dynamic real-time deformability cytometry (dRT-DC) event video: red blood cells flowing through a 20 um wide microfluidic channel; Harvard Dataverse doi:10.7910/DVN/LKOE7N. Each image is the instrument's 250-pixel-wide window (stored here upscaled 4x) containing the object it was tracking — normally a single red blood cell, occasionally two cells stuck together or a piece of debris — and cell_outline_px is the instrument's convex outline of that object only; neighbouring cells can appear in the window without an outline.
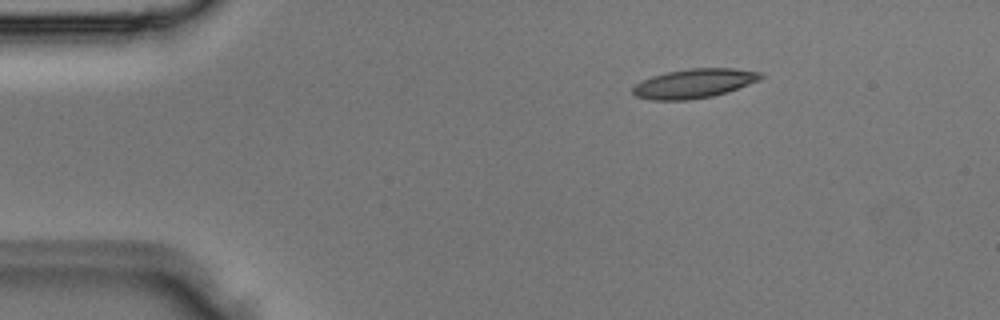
{"species": "Egyptian fruit bat (a non-hibernating species)", "species_latin": "Rousettus aegyptiacus", "temperature_condition": "room temperature", "stored_images_in_passage": 3, "camera_frame_rate_fps": 3000, "um_per_image_px": 0.085, "animal": {"sex": "male"}, "frame": {"image": 1, "passage_image": 1, "time_ms": 0.0, "image_size_px": [1000, 320], "cell_outline_px": [[764, 76], [760, 80], [728, 92], [712, 96], [688, 100], [652, 100], [636, 96], [632, 92], [632, 88], [636, 84], [652, 76], [668, 72], [688, 68], [732, 68], [760, 72]], "centroid_in_image_um": [59.02, 7.09], "position_along_channel_um": 26.0, "area_um2": 21.73}}